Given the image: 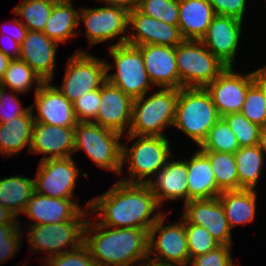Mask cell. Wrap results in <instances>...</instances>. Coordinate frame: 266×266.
I'll use <instances>...</instances> for the list:
<instances>
[{
	"mask_svg": "<svg viewBox=\"0 0 266 266\" xmlns=\"http://www.w3.org/2000/svg\"><path fill=\"white\" fill-rule=\"evenodd\" d=\"M222 118L236 135L239 147L258 145L260 126L250 122L241 112L230 113Z\"/></svg>",
	"mask_w": 266,
	"mask_h": 266,
	"instance_id": "cell-37",
	"label": "cell"
},
{
	"mask_svg": "<svg viewBox=\"0 0 266 266\" xmlns=\"http://www.w3.org/2000/svg\"><path fill=\"white\" fill-rule=\"evenodd\" d=\"M200 151L235 153L240 147L236 135L221 117L198 146Z\"/></svg>",
	"mask_w": 266,
	"mask_h": 266,
	"instance_id": "cell-35",
	"label": "cell"
},
{
	"mask_svg": "<svg viewBox=\"0 0 266 266\" xmlns=\"http://www.w3.org/2000/svg\"><path fill=\"white\" fill-rule=\"evenodd\" d=\"M34 82L42 85L44 81L21 59H12L0 82L2 88L22 94L33 88Z\"/></svg>",
	"mask_w": 266,
	"mask_h": 266,
	"instance_id": "cell-33",
	"label": "cell"
},
{
	"mask_svg": "<svg viewBox=\"0 0 266 266\" xmlns=\"http://www.w3.org/2000/svg\"><path fill=\"white\" fill-rule=\"evenodd\" d=\"M175 58L179 73V89L205 88L226 68L201 40H183L175 47Z\"/></svg>",
	"mask_w": 266,
	"mask_h": 266,
	"instance_id": "cell-7",
	"label": "cell"
},
{
	"mask_svg": "<svg viewBox=\"0 0 266 266\" xmlns=\"http://www.w3.org/2000/svg\"><path fill=\"white\" fill-rule=\"evenodd\" d=\"M208 158L217 183V196L222 191L239 190L236 160L233 153L202 151Z\"/></svg>",
	"mask_w": 266,
	"mask_h": 266,
	"instance_id": "cell-31",
	"label": "cell"
},
{
	"mask_svg": "<svg viewBox=\"0 0 266 266\" xmlns=\"http://www.w3.org/2000/svg\"><path fill=\"white\" fill-rule=\"evenodd\" d=\"M241 113L253 124L266 125V71L248 88Z\"/></svg>",
	"mask_w": 266,
	"mask_h": 266,
	"instance_id": "cell-34",
	"label": "cell"
},
{
	"mask_svg": "<svg viewBox=\"0 0 266 266\" xmlns=\"http://www.w3.org/2000/svg\"><path fill=\"white\" fill-rule=\"evenodd\" d=\"M234 70L226 67L205 87L220 117L242 111L248 88L266 71V66L243 75Z\"/></svg>",
	"mask_w": 266,
	"mask_h": 266,
	"instance_id": "cell-13",
	"label": "cell"
},
{
	"mask_svg": "<svg viewBox=\"0 0 266 266\" xmlns=\"http://www.w3.org/2000/svg\"><path fill=\"white\" fill-rule=\"evenodd\" d=\"M232 245H219L206 254L193 257L189 266H237L231 253Z\"/></svg>",
	"mask_w": 266,
	"mask_h": 266,
	"instance_id": "cell-44",
	"label": "cell"
},
{
	"mask_svg": "<svg viewBox=\"0 0 266 266\" xmlns=\"http://www.w3.org/2000/svg\"><path fill=\"white\" fill-rule=\"evenodd\" d=\"M167 215L166 212L163 213L149 229L148 261L163 265L189 266L185 219L181 216L180 222H171L165 226ZM154 253L155 256L151 257Z\"/></svg>",
	"mask_w": 266,
	"mask_h": 266,
	"instance_id": "cell-10",
	"label": "cell"
},
{
	"mask_svg": "<svg viewBox=\"0 0 266 266\" xmlns=\"http://www.w3.org/2000/svg\"><path fill=\"white\" fill-rule=\"evenodd\" d=\"M86 208L98 217L96 221L100 225L148 231L164 213L146 184L120 180L102 195L89 200ZM154 211L157 212L152 216Z\"/></svg>",
	"mask_w": 266,
	"mask_h": 266,
	"instance_id": "cell-1",
	"label": "cell"
},
{
	"mask_svg": "<svg viewBox=\"0 0 266 266\" xmlns=\"http://www.w3.org/2000/svg\"><path fill=\"white\" fill-rule=\"evenodd\" d=\"M104 5L121 7L126 9L128 12L138 9L141 0H99Z\"/></svg>",
	"mask_w": 266,
	"mask_h": 266,
	"instance_id": "cell-49",
	"label": "cell"
},
{
	"mask_svg": "<svg viewBox=\"0 0 266 266\" xmlns=\"http://www.w3.org/2000/svg\"><path fill=\"white\" fill-rule=\"evenodd\" d=\"M143 266H174V265H163V264H158V263L147 261Z\"/></svg>",
	"mask_w": 266,
	"mask_h": 266,
	"instance_id": "cell-53",
	"label": "cell"
},
{
	"mask_svg": "<svg viewBox=\"0 0 266 266\" xmlns=\"http://www.w3.org/2000/svg\"><path fill=\"white\" fill-rule=\"evenodd\" d=\"M217 197L224 208L231 230L237 225L254 221L257 210L256 189L222 191Z\"/></svg>",
	"mask_w": 266,
	"mask_h": 266,
	"instance_id": "cell-26",
	"label": "cell"
},
{
	"mask_svg": "<svg viewBox=\"0 0 266 266\" xmlns=\"http://www.w3.org/2000/svg\"><path fill=\"white\" fill-rule=\"evenodd\" d=\"M3 36H1L2 38ZM2 40V39H1ZM4 42V41H3ZM0 45V51L11 59H19L20 57V44H18L11 36L7 37V46Z\"/></svg>",
	"mask_w": 266,
	"mask_h": 266,
	"instance_id": "cell-48",
	"label": "cell"
},
{
	"mask_svg": "<svg viewBox=\"0 0 266 266\" xmlns=\"http://www.w3.org/2000/svg\"><path fill=\"white\" fill-rule=\"evenodd\" d=\"M108 52L114 63L106 62L107 81L121 89L132 99L147 94L153 84L146 72L140 49L126 43L109 47ZM113 68L116 72L109 73Z\"/></svg>",
	"mask_w": 266,
	"mask_h": 266,
	"instance_id": "cell-8",
	"label": "cell"
},
{
	"mask_svg": "<svg viewBox=\"0 0 266 266\" xmlns=\"http://www.w3.org/2000/svg\"><path fill=\"white\" fill-rule=\"evenodd\" d=\"M133 99L106 81L100 88V104L93 123L123 135L129 131Z\"/></svg>",
	"mask_w": 266,
	"mask_h": 266,
	"instance_id": "cell-18",
	"label": "cell"
},
{
	"mask_svg": "<svg viewBox=\"0 0 266 266\" xmlns=\"http://www.w3.org/2000/svg\"><path fill=\"white\" fill-rule=\"evenodd\" d=\"M87 212H89V208L82 209L80 204L72 199L52 198L34 192L22 214L35 221L33 223L31 221L27 225H43L80 220Z\"/></svg>",
	"mask_w": 266,
	"mask_h": 266,
	"instance_id": "cell-19",
	"label": "cell"
},
{
	"mask_svg": "<svg viewBox=\"0 0 266 266\" xmlns=\"http://www.w3.org/2000/svg\"><path fill=\"white\" fill-rule=\"evenodd\" d=\"M143 56L150 82L157 88L179 89V73L175 47L162 45L137 46Z\"/></svg>",
	"mask_w": 266,
	"mask_h": 266,
	"instance_id": "cell-22",
	"label": "cell"
},
{
	"mask_svg": "<svg viewBox=\"0 0 266 266\" xmlns=\"http://www.w3.org/2000/svg\"><path fill=\"white\" fill-rule=\"evenodd\" d=\"M35 192L34 179L12 175L0 179V205L18 216Z\"/></svg>",
	"mask_w": 266,
	"mask_h": 266,
	"instance_id": "cell-29",
	"label": "cell"
},
{
	"mask_svg": "<svg viewBox=\"0 0 266 266\" xmlns=\"http://www.w3.org/2000/svg\"><path fill=\"white\" fill-rule=\"evenodd\" d=\"M188 202L217 197V183L209 158L199 149L187 159Z\"/></svg>",
	"mask_w": 266,
	"mask_h": 266,
	"instance_id": "cell-25",
	"label": "cell"
},
{
	"mask_svg": "<svg viewBox=\"0 0 266 266\" xmlns=\"http://www.w3.org/2000/svg\"><path fill=\"white\" fill-rule=\"evenodd\" d=\"M183 40L179 26H173L157 20L155 45L176 47Z\"/></svg>",
	"mask_w": 266,
	"mask_h": 266,
	"instance_id": "cell-46",
	"label": "cell"
},
{
	"mask_svg": "<svg viewBox=\"0 0 266 266\" xmlns=\"http://www.w3.org/2000/svg\"><path fill=\"white\" fill-rule=\"evenodd\" d=\"M12 59L6 56L3 52L0 51V82L3 79L4 73L9 66V63Z\"/></svg>",
	"mask_w": 266,
	"mask_h": 266,
	"instance_id": "cell-51",
	"label": "cell"
},
{
	"mask_svg": "<svg viewBox=\"0 0 266 266\" xmlns=\"http://www.w3.org/2000/svg\"><path fill=\"white\" fill-rule=\"evenodd\" d=\"M236 169L240 189L255 190L262 176L264 155L258 145L240 147L235 153Z\"/></svg>",
	"mask_w": 266,
	"mask_h": 266,
	"instance_id": "cell-30",
	"label": "cell"
},
{
	"mask_svg": "<svg viewBox=\"0 0 266 266\" xmlns=\"http://www.w3.org/2000/svg\"><path fill=\"white\" fill-rule=\"evenodd\" d=\"M90 213L87 212L80 220L27 225L26 228L28 229L26 230L28 231H26L25 235L29 247L33 250L32 253L47 252L46 258L42 259V261H45L52 256L61 255L81 246L84 243L85 226L88 221L85 217L90 215ZM34 251H37V253Z\"/></svg>",
	"mask_w": 266,
	"mask_h": 266,
	"instance_id": "cell-9",
	"label": "cell"
},
{
	"mask_svg": "<svg viewBox=\"0 0 266 266\" xmlns=\"http://www.w3.org/2000/svg\"><path fill=\"white\" fill-rule=\"evenodd\" d=\"M34 118L30 110L26 115L0 123V154L2 157L14 156L28 147L30 152Z\"/></svg>",
	"mask_w": 266,
	"mask_h": 266,
	"instance_id": "cell-27",
	"label": "cell"
},
{
	"mask_svg": "<svg viewBox=\"0 0 266 266\" xmlns=\"http://www.w3.org/2000/svg\"><path fill=\"white\" fill-rule=\"evenodd\" d=\"M56 0H23L14 12L28 30L43 32Z\"/></svg>",
	"mask_w": 266,
	"mask_h": 266,
	"instance_id": "cell-32",
	"label": "cell"
},
{
	"mask_svg": "<svg viewBox=\"0 0 266 266\" xmlns=\"http://www.w3.org/2000/svg\"><path fill=\"white\" fill-rule=\"evenodd\" d=\"M15 23H14V22ZM13 21H9L12 22L13 24H10L12 25V31L9 33V36H11L18 44H22L23 40L25 39V36H26V33L28 31V29L26 28V26L19 20V19H14ZM6 26V25H5ZM3 27L0 28V30L2 29ZM10 28V27H8ZM11 30V29H10Z\"/></svg>",
	"mask_w": 266,
	"mask_h": 266,
	"instance_id": "cell-47",
	"label": "cell"
},
{
	"mask_svg": "<svg viewBox=\"0 0 266 266\" xmlns=\"http://www.w3.org/2000/svg\"><path fill=\"white\" fill-rule=\"evenodd\" d=\"M138 10L149 17L178 26L179 0H141Z\"/></svg>",
	"mask_w": 266,
	"mask_h": 266,
	"instance_id": "cell-38",
	"label": "cell"
},
{
	"mask_svg": "<svg viewBox=\"0 0 266 266\" xmlns=\"http://www.w3.org/2000/svg\"><path fill=\"white\" fill-rule=\"evenodd\" d=\"M106 81V61L84 49H77L67 60L62 85L57 88L73 103L86 92L101 88Z\"/></svg>",
	"mask_w": 266,
	"mask_h": 266,
	"instance_id": "cell-11",
	"label": "cell"
},
{
	"mask_svg": "<svg viewBox=\"0 0 266 266\" xmlns=\"http://www.w3.org/2000/svg\"><path fill=\"white\" fill-rule=\"evenodd\" d=\"M122 136L93 122H78L74 127V153L84 150L95 165L120 175L123 172Z\"/></svg>",
	"mask_w": 266,
	"mask_h": 266,
	"instance_id": "cell-6",
	"label": "cell"
},
{
	"mask_svg": "<svg viewBox=\"0 0 266 266\" xmlns=\"http://www.w3.org/2000/svg\"><path fill=\"white\" fill-rule=\"evenodd\" d=\"M220 118L205 88L182 87L178 89L173 127L187 135L197 144V147Z\"/></svg>",
	"mask_w": 266,
	"mask_h": 266,
	"instance_id": "cell-4",
	"label": "cell"
},
{
	"mask_svg": "<svg viewBox=\"0 0 266 266\" xmlns=\"http://www.w3.org/2000/svg\"><path fill=\"white\" fill-rule=\"evenodd\" d=\"M216 15L231 16L243 21L248 0H209Z\"/></svg>",
	"mask_w": 266,
	"mask_h": 266,
	"instance_id": "cell-45",
	"label": "cell"
},
{
	"mask_svg": "<svg viewBox=\"0 0 266 266\" xmlns=\"http://www.w3.org/2000/svg\"><path fill=\"white\" fill-rule=\"evenodd\" d=\"M58 43L43 32L28 30L20 45V57L44 82L55 76Z\"/></svg>",
	"mask_w": 266,
	"mask_h": 266,
	"instance_id": "cell-20",
	"label": "cell"
},
{
	"mask_svg": "<svg viewBox=\"0 0 266 266\" xmlns=\"http://www.w3.org/2000/svg\"><path fill=\"white\" fill-rule=\"evenodd\" d=\"M83 21L90 47L119 37L114 45L126 44L128 34L129 12L121 7H81L78 14V25ZM124 34V35H123ZM121 35V36H119Z\"/></svg>",
	"mask_w": 266,
	"mask_h": 266,
	"instance_id": "cell-12",
	"label": "cell"
},
{
	"mask_svg": "<svg viewBox=\"0 0 266 266\" xmlns=\"http://www.w3.org/2000/svg\"><path fill=\"white\" fill-rule=\"evenodd\" d=\"M215 16L209 0H179L178 26L184 40H201Z\"/></svg>",
	"mask_w": 266,
	"mask_h": 266,
	"instance_id": "cell-24",
	"label": "cell"
},
{
	"mask_svg": "<svg viewBox=\"0 0 266 266\" xmlns=\"http://www.w3.org/2000/svg\"><path fill=\"white\" fill-rule=\"evenodd\" d=\"M243 21L231 16L216 15L201 39L205 47L226 67H233L241 42Z\"/></svg>",
	"mask_w": 266,
	"mask_h": 266,
	"instance_id": "cell-16",
	"label": "cell"
},
{
	"mask_svg": "<svg viewBox=\"0 0 266 266\" xmlns=\"http://www.w3.org/2000/svg\"><path fill=\"white\" fill-rule=\"evenodd\" d=\"M44 154L46 159L68 158L74 153V127L34 122L29 154Z\"/></svg>",
	"mask_w": 266,
	"mask_h": 266,
	"instance_id": "cell-21",
	"label": "cell"
},
{
	"mask_svg": "<svg viewBox=\"0 0 266 266\" xmlns=\"http://www.w3.org/2000/svg\"><path fill=\"white\" fill-rule=\"evenodd\" d=\"M43 266H96L87 245L69 250L61 255H55L43 261Z\"/></svg>",
	"mask_w": 266,
	"mask_h": 266,
	"instance_id": "cell-41",
	"label": "cell"
},
{
	"mask_svg": "<svg viewBox=\"0 0 266 266\" xmlns=\"http://www.w3.org/2000/svg\"><path fill=\"white\" fill-rule=\"evenodd\" d=\"M72 157L39 162L34 178L35 192L52 198L73 199L79 169Z\"/></svg>",
	"mask_w": 266,
	"mask_h": 266,
	"instance_id": "cell-14",
	"label": "cell"
},
{
	"mask_svg": "<svg viewBox=\"0 0 266 266\" xmlns=\"http://www.w3.org/2000/svg\"><path fill=\"white\" fill-rule=\"evenodd\" d=\"M122 143V167L126 165L129 176L120 179L126 183L146 184L174 154L167 136L129 135ZM136 138V141H135ZM134 140L131 146L127 143Z\"/></svg>",
	"mask_w": 266,
	"mask_h": 266,
	"instance_id": "cell-3",
	"label": "cell"
},
{
	"mask_svg": "<svg viewBox=\"0 0 266 266\" xmlns=\"http://www.w3.org/2000/svg\"><path fill=\"white\" fill-rule=\"evenodd\" d=\"M17 216L13 214L9 209L0 205V224H19Z\"/></svg>",
	"mask_w": 266,
	"mask_h": 266,
	"instance_id": "cell-50",
	"label": "cell"
},
{
	"mask_svg": "<svg viewBox=\"0 0 266 266\" xmlns=\"http://www.w3.org/2000/svg\"><path fill=\"white\" fill-rule=\"evenodd\" d=\"M162 208L165 200L184 198L188 203L187 160H167L166 165L146 183Z\"/></svg>",
	"mask_w": 266,
	"mask_h": 266,
	"instance_id": "cell-23",
	"label": "cell"
},
{
	"mask_svg": "<svg viewBox=\"0 0 266 266\" xmlns=\"http://www.w3.org/2000/svg\"><path fill=\"white\" fill-rule=\"evenodd\" d=\"M77 10L72 0H56L43 33L58 44L66 43L71 37L79 35Z\"/></svg>",
	"mask_w": 266,
	"mask_h": 266,
	"instance_id": "cell-28",
	"label": "cell"
},
{
	"mask_svg": "<svg viewBox=\"0 0 266 266\" xmlns=\"http://www.w3.org/2000/svg\"><path fill=\"white\" fill-rule=\"evenodd\" d=\"M183 207L181 216L189 224L205 227L220 245H232V232L218 197L190 200Z\"/></svg>",
	"mask_w": 266,
	"mask_h": 266,
	"instance_id": "cell-17",
	"label": "cell"
},
{
	"mask_svg": "<svg viewBox=\"0 0 266 266\" xmlns=\"http://www.w3.org/2000/svg\"><path fill=\"white\" fill-rule=\"evenodd\" d=\"M128 38L133 46L155 45L157 19L149 17L138 9L129 12Z\"/></svg>",
	"mask_w": 266,
	"mask_h": 266,
	"instance_id": "cell-36",
	"label": "cell"
},
{
	"mask_svg": "<svg viewBox=\"0 0 266 266\" xmlns=\"http://www.w3.org/2000/svg\"><path fill=\"white\" fill-rule=\"evenodd\" d=\"M146 97L133 99L129 135L166 136L164 129L173 126L178 89L160 88Z\"/></svg>",
	"mask_w": 266,
	"mask_h": 266,
	"instance_id": "cell-5",
	"label": "cell"
},
{
	"mask_svg": "<svg viewBox=\"0 0 266 266\" xmlns=\"http://www.w3.org/2000/svg\"><path fill=\"white\" fill-rule=\"evenodd\" d=\"M258 146L266 158V125L261 127Z\"/></svg>",
	"mask_w": 266,
	"mask_h": 266,
	"instance_id": "cell-52",
	"label": "cell"
},
{
	"mask_svg": "<svg viewBox=\"0 0 266 266\" xmlns=\"http://www.w3.org/2000/svg\"><path fill=\"white\" fill-rule=\"evenodd\" d=\"M20 224H0V264L10 260L22 246Z\"/></svg>",
	"mask_w": 266,
	"mask_h": 266,
	"instance_id": "cell-40",
	"label": "cell"
},
{
	"mask_svg": "<svg viewBox=\"0 0 266 266\" xmlns=\"http://www.w3.org/2000/svg\"><path fill=\"white\" fill-rule=\"evenodd\" d=\"M185 232L190 260L198 255L206 254L220 245L205 227L189 224L186 220Z\"/></svg>",
	"mask_w": 266,
	"mask_h": 266,
	"instance_id": "cell-39",
	"label": "cell"
},
{
	"mask_svg": "<svg viewBox=\"0 0 266 266\" xmlns=\"http://www.w3.org/2000/svg\"><path fill=\"white\" fill-rule=\"evenodd\" d=\"M72 104L78 122H94L100 104V88L86 92Z\"/></svg>",
	"mask_w": 266,
	"mask_h": 266,
	"instance_id": "cell-42",
	"label": "cell"
},
{
	"mask_svg": "<svg viewBox=\"0 0 266 266\" xmlns=\"http://www.w3.org/2000/svg\"><path fill=\"white\" fill-rule=\"evenodd\" d=\"M149 231L143 228H112L89 220L84 243L96 266H143L148 261Z\"/></svg>",
	"mask_w": 266,
	"mask_h": 266,
	"instance_id": "cell-2",
	"label": "cell"
},
{
	"mask_svg": "<svg viewBox=\"0 0 266 266\" xmlns=\"http://www.w3.org/2000/svg\"><path fill=\"white\" fill-rule=\"evenodd\" d=\"M0 86V123H6L14 118L26 115L30 110V105L26 108L22 106V102L17 97L19 93L7 92Z\"/></svg>",
	"mask_w": 266,
	"mask_h": 266,
	"instance_id": "cell-43",
	"label": "cell"
},
{
	"mask_svg": "<svg viewBox=\"0 0 266 266\" xmlns=\"http://www.w3.org/2000/svg\"><path fill=\"white\" fill-rule=\"evenodd\" d=\"M51 81L35 87V102L30 105L34 122L60 127H75L78 123L73 104ZM37 109V114H33Z\"/></svg>",
	"mask_w": 266,
	"mask_h": 266,
	"instance_id": "cell-15",
	"label": "cell"
}]
</instances>
